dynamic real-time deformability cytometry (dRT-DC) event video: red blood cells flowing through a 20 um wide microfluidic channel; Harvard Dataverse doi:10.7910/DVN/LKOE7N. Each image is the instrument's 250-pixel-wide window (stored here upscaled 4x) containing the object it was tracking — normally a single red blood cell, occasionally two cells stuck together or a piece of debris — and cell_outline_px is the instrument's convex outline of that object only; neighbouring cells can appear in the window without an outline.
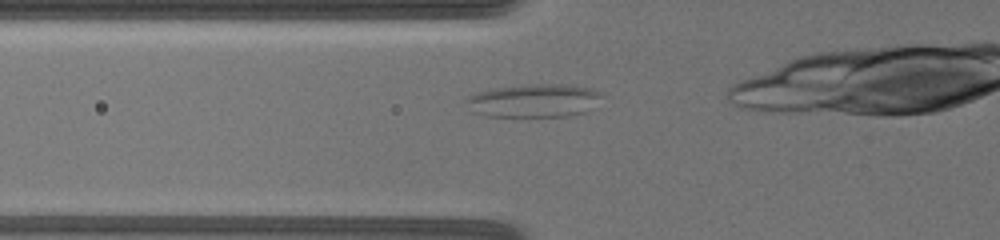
{"species": "common noctule bat (a hibernating species)", "species_latin": "Nyctalus noctula", "temperature_condition": "warm", "stored_images_in_passage": 20, "camera_frame_rate_fps": 3000, "um_per_image_px": 0.085, "animal": {"sex": "female", "body_mass_g": 19.5, "forearm_length_mm": 54.1}, "frame": {"image": 1, "passage_image": 3, "time_ms": 0.667, "image_size_px": [1000, 240], "cell_outline_px": [[604, 92], [584, 112], [568, 116], [484, 116], [472, 112], [464, 100], [468, 96], [476, 92], [496, 88], [528, 84], [560, 84], [592, 88]], "centroid_in_image_um": [45.31, 8.54], "position_along_channel_um": 80.5, "area_um2": 26.07}}
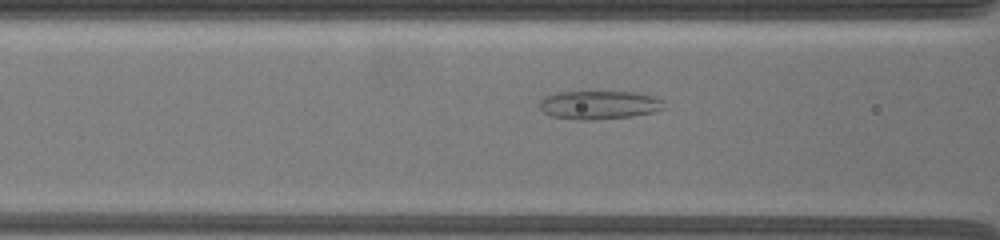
{"frame": {"image": 2, "passage_image": 9, "time_ms": 1.667, "image_size_px": [1000, 240], "cell_outline_px": [[668, 108], [652, 112], [632, 116], [600, 120], [576, 120], [552, 116], [544, 112], [536, 104], [544, 96], [556, 92], [632, 92], [652, 96], [664, 100]], "centroid_in_image_um": [50.92, 8.93], "position_along_channel_um": 115.7, "area_um2": 21.04}}
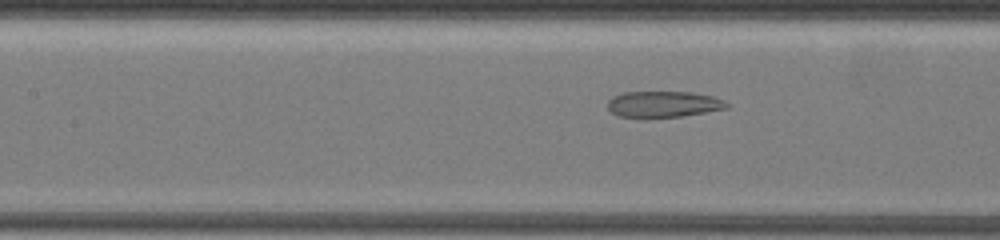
{"frame": {"image": 3, "passage_image": 14, "time_ms": 2.667, "image_size_px": [1000, 240], "cell_outline_px": [[732, 104], [728, 108], [684, 116], [648, 120], [640, 120], [616, 116], [608, 108], [608, 100], [612, 96], [624, 92], [692, 92], [712, 96], [724, 100]], "centroid_in_image_um": [56.36, 8.9], "position_along_channel_um": 151.0, "area_um2": 19.07}}